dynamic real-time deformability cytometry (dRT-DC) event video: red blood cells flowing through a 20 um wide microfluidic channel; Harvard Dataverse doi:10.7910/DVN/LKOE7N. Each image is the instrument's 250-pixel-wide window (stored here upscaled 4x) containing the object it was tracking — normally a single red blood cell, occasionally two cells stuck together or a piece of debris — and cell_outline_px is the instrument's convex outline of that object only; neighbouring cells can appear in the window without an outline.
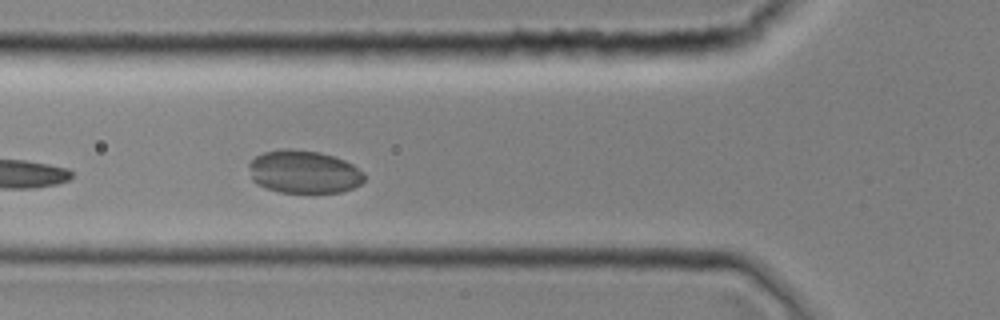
{"species": "common noctule bat (a hibernating species)", "species_latin": "Nyctalus noctula", "temperature_condition": "room temperature", "stored_images_in_passage": 36, "camera_frame_rate_fps": 3000, "um_per_image_px": 0.085, "animal": {"sex": "female", "body_mass_g": 19.0, "forearm_length_mm": 51.5}, "frame": {"image": 1, "passage_image": 13, "time_ms": 4.0, "image_size_px": [1000, 320], "cell_outline_px": [[364, 180], [360, 184], [352, 188], [340, 192], [280, 192], [264, 188], [256, 184], [252, 180], [248, 164], [256, 156], [264, 152], [280, 148], [292, 148], [320, 152], [344, 160], [352, 164], [364, 172]], "centroid_in_image_um": [25.8, 14.6], "position_along_channel_um": 100.0, "area_um2": 29.02}}